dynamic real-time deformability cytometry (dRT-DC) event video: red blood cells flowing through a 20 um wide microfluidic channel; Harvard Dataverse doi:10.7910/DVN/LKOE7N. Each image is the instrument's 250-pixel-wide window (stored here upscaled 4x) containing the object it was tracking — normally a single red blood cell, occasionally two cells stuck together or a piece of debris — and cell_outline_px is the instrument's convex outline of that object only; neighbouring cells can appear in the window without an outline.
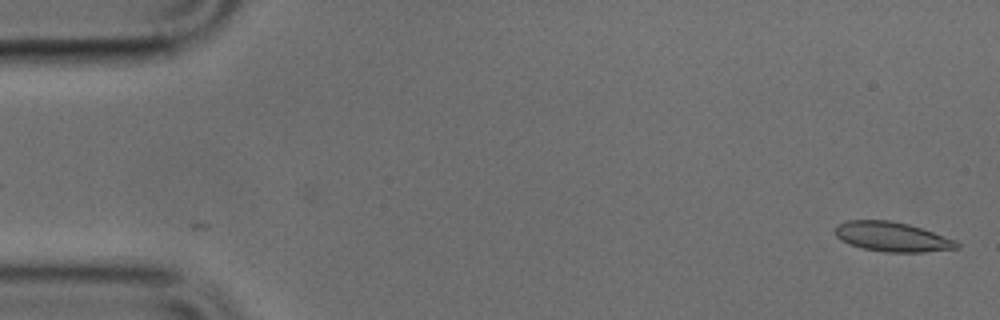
{"species": "common noctule bat (a hibernating species)", "species_latin": "Nyctalus noctula", "temperature_condition": "cold", "stored_images_in_passage": 4, "camera_frame_rate_fps": 3000, "um_per_image_px": 0.085, "animal": {"sex": "male", "body_mass_g": 17.9, "forearm_length_mm": 54.2}, "frame": {"image": 1, "passage_image": 4, "time_ms": 1.0, "image_size_px": [1000, 320], "cell_outline_px": [[960, 248], [924, 252], [884, 252], [864, 248], [848, 244], [840, 240], [836, 236], [836, 224], [848, 220], [892, 220], [908, 224], [956, 240], [960, 244]], "centroid_in_image_um": [75.82, 20.13], "position_along_channel_um": 9.2, "area_um2": 20.98}}